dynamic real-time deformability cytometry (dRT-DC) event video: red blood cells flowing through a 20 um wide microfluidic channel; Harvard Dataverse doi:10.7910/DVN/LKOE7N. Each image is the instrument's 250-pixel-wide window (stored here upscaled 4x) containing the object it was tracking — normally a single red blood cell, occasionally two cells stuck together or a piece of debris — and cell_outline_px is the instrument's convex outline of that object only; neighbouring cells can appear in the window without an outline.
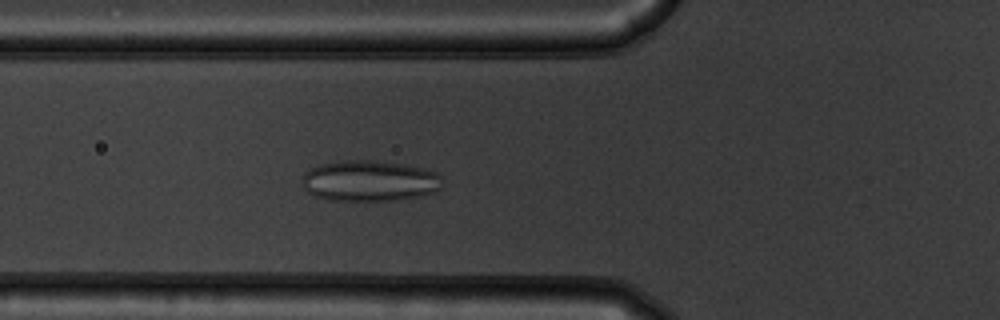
{"species": "common noctule bat (a hibernating species)", "species_latin": "Nyctalus noctula", "temperature_condition": "warm", "stored_images_in_passage": 55, "camera_frame_rate_fps": 3000, "um_per_image_px": 0.085, "animal": {"sex": "male", "body_mass_g": 19.5, "forearm_length_mm": 54.6}, "frame": {"image": 1, "passage_image": 21, "time_ms": 6.667, "image_size_px": [1000, 320], "cell_outline_px": [[440, 188], [436, 192], [420, 196], [396, 200], [328, 200], [316, 196], [308, 192], [304, 188], [304, 172], [316, 164], [344, 160], [376, 160], [404, 164], [424, 168], [436, 172], [440, 176]], "centroid_in_image_um": [31.41, 15.36], "position_along_channel_um": 94.4, "area_um2": 33.52}}
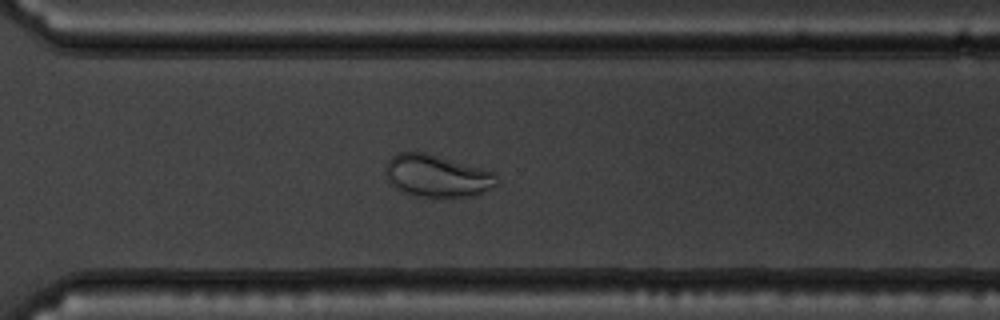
{"frame": {"image": 2, "passage_image": 40, "time_ms": 13.0, "image_size_px": [1000, 320], "cell_outline_px": [[496, 184], [476, 196], [432, 200], [412, 196], [400, 192], [388, 180], [384, 172], [384, 168], [388, 160], [396, 152], [424, 152], [496, 172]], "centroid_in_image_um": [37.1, 15.0], "position_along_channel_um": 333.5, "area_um2": 28.26}}
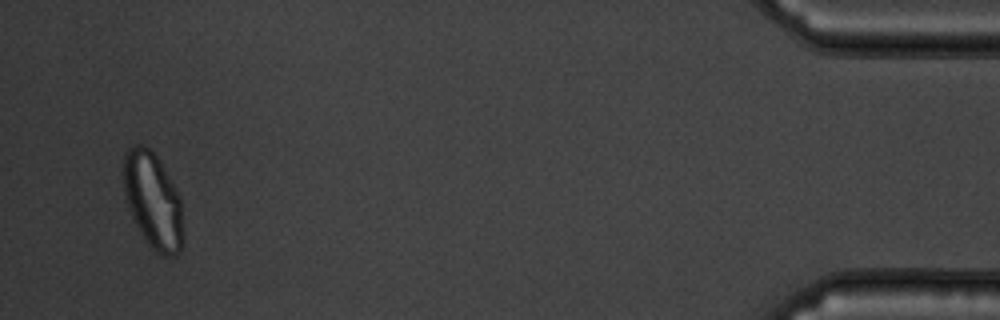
{"frame": {"image": 3, "passage_image": 53, "time_ms": 17.333, "image_size_px": [1000, 320], "cell_outline_px": [[180, 252], [176, 256], [164, 256], [156, 252], [148, 244], [140, 232], [132, 216], [124, 192], [124, 152], [132, 144], [140, 144], [148, 148], [156, 156], [180, 196]], "centroid_in_image_um": [12.96, 17.02], "position_along_channel_um": 422.2, "area_um2": 32.43}}